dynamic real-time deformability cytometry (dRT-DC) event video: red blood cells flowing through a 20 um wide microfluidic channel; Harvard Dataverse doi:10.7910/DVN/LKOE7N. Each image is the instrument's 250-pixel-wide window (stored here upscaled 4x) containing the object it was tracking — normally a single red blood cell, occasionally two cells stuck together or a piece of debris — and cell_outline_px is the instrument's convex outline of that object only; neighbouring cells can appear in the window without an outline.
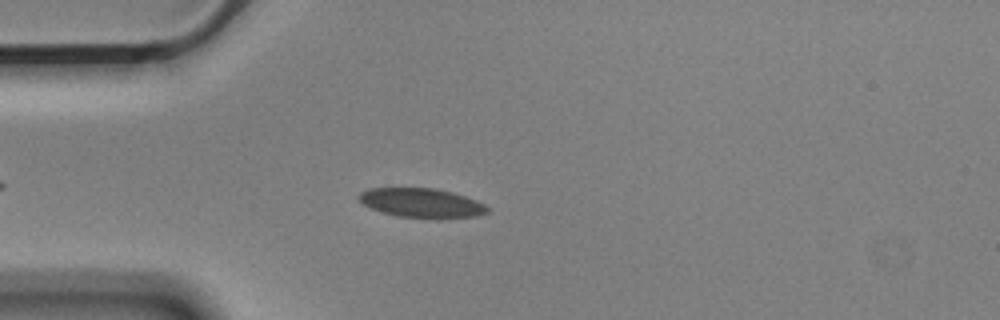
{"species": "Egyptian fruit bat (a non-hibernating species)", "species_latin": "Rousettus aegyptiacus", "temperature_condition": "cold", "stored_images_in_passage": 40, "camera_frame_rate_fps": 3000, "um_per_image_px": 0.085, "animal": {"sex": "male"}, "frame": {"image": 1, "passage_image": 9, "time_ms": 2.667, "image_size_px": [1000, 320], "cell_outline_px": [[488, 212], [476, 216], [440, 220], [436, 220], [396, 216], [372, 208], [364, 204], [356, 196], [360, 192], [372, 188], [432, 188], [452, 192], [476, 200], [484, 204], [488, 208]], "centroid_in_image_um": [35.86, 17.28], "position_along_channel_um": 49.1, "area_um2": 22.2}}
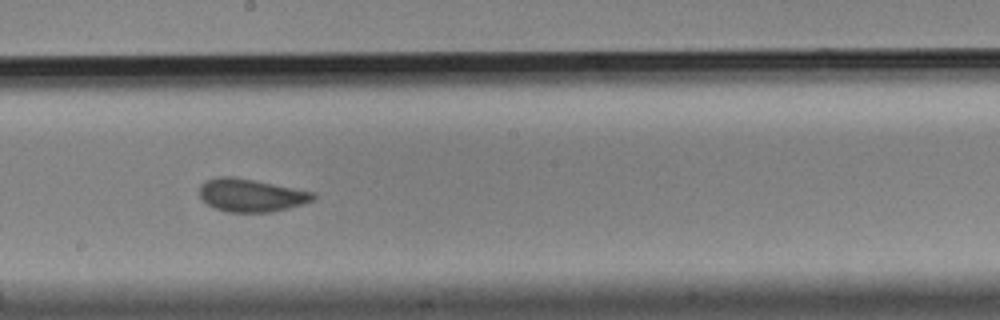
{"frame": {"image": 2, "passage_image": 25, "time_ms": 8.0, "image_size_px": [1000, 320], "cell_outline_px": [[316, 196], [312, 200], [288, 208], [272, 212], [228, 212], [216, 208], [208, 204], [200, 196], [200, 184], [204, 180], [220, 176], [232, 176], [316, 192]], "centroid_in_image_um": [21.33, 16.59], "position_along_channel_um": 226.9, "area_um2": 21.68}}
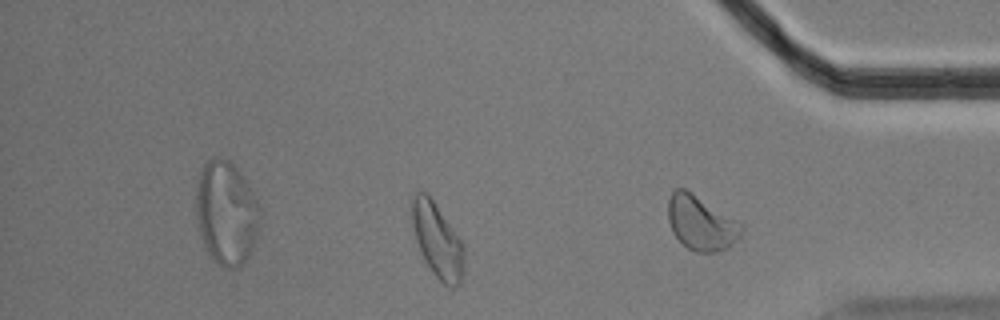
{"frame": {"image": 3, "passage_image": 38, "time_ms": 12.333, "image_size_px": [1000, 320], "cell_outline_px": [[464, 272], [460, 284], [456, 288], [452, 288], [444, 284], [432, 272], [416, 240], [412, 224], [412, 200], [416, 192], [424, 192], [432, 200], [460, 240], [464, 248]], "centroid_in_image_um": [37.2, 20.5], "position_along_channel_um": 398.0, "area_um2": 21.91}, "authors_computed_cell_mechanics": {"area_um2": 21.8773, "velocity_mm_per_s": 3.5342, "shape_relaxation_time_tau1_ms": 7.8678, "shape_relaxation_time_tau2_ms": 0.8164, "deformation_change_tau1": 0.1139, "deformation_change_tau2": 0.0545}}